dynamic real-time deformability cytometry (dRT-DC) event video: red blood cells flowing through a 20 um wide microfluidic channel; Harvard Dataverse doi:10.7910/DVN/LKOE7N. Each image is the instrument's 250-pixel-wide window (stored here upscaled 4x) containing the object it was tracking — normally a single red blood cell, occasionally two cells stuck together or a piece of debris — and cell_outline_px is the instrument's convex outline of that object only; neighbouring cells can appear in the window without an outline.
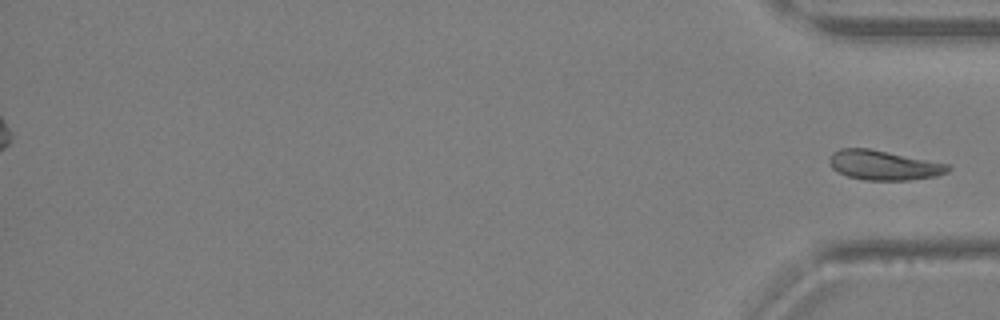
{"species": "Egyptian fruit bat (a non-hibernating species)", "species_latin": "Rousettus aegyptiacus", "temperature_condition": "warm", "stored_images_in_passage": 36, "segment_of_instrument_passage": [2, 2], "camera_frame_rate_fps": 3000, "um_per_image_px": 0.085, "animal": {"sex": "female"}, "frame": {"image": 1, "passage_image": 36, "time_ms": 11.667, "image_size_px": [1000, 320], "cell_outline_px": [[952, 168], [948, 172], [936, 176], [908, 180], [864, 180], [848, 176], [836, 172], [832, 168], [828, 160], [832, 152], [840, 148], [868, 148], [952, 164]], "centroid_in_image_um": [75.13, 14.04], "position_along_channel_um": 360.1, "area_um2": 20.75}}